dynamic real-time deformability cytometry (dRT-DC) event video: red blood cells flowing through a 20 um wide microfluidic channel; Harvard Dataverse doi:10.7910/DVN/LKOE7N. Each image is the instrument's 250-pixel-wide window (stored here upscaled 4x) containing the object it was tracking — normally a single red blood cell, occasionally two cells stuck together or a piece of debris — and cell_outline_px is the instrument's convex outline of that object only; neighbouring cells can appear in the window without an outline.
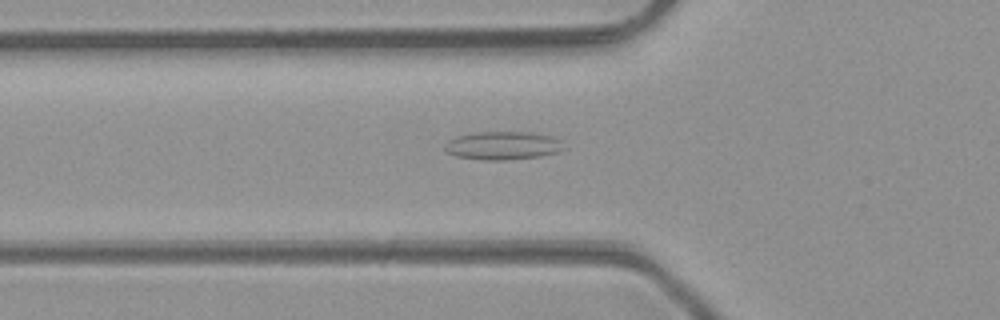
{"species": "common noctule bat (a hibernating species)", "species_latin": "Nyctalus noctula", "temperature_condition": "room temperature", "stored_images_in_passage": 41, "segment_of_instrument_passage": [1, 2], "camera_frame_rate_fps": 3000, "um_per_image_px": 0.085, "animal": {"sex": "male", "body_mass_g": 23.1, "forearm_length_mm": 52.7}, "frame": {"image": 1, "passage_image": 12, "time_ms": 3.667, "image_size_px": [1000, 320], "cell_outline_px": [[564, 148], [560, 152], [540, 156], [508, 160], [480, 160], [456, 156], [444, 152], [444, 144], [448, 140], [456, 136], [472, 132], [528, 132], [552, 136], [560, 140]], "centroid_in_image_um": [42.69, 12.38], "position_along_channel_um": 83.1, "area_um2": 19.88}}
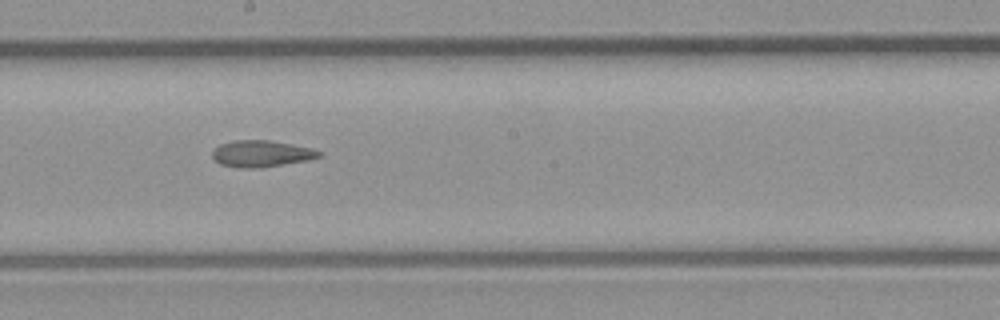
{"frame": {"image": 2, "passage_image": 22, "time_ms": 7.0, "image_size_px": [1000, 320], "cell_outline_px": [[320, 156], [308, 160], [260, 168], [236, 168], [220, 164], [212, 156], [212, 152], [220, 144], [232, 140], [272, 140], [312, 148], [320, 152]], "centroid_in_image_um": [22.19, 13.06], "position_along_channel_um": 226.0, "area_um2": 16.53}}
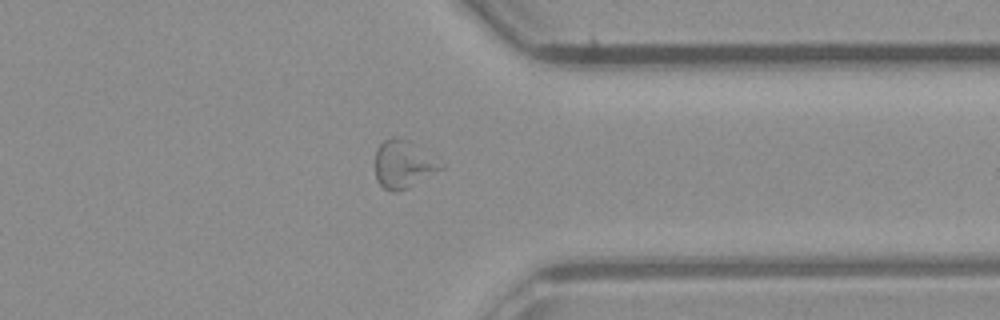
{"frame": {"image": 3, "passage_image": 33, "time_ms": 10.667, "image_size_px": [1000, 320], "cell_outline_px": [[448, 164], [444, 168], [408, 188], [396, 192], [392, 192], [384, 188], [376, 180], [376, 148], [384, 140], [392, 136], [400, 136], [408, 140]], "centroid_in_image_um": [34.33, 13.94], "position_along_channel_um": 377.1, "area_um2": 18.67}}